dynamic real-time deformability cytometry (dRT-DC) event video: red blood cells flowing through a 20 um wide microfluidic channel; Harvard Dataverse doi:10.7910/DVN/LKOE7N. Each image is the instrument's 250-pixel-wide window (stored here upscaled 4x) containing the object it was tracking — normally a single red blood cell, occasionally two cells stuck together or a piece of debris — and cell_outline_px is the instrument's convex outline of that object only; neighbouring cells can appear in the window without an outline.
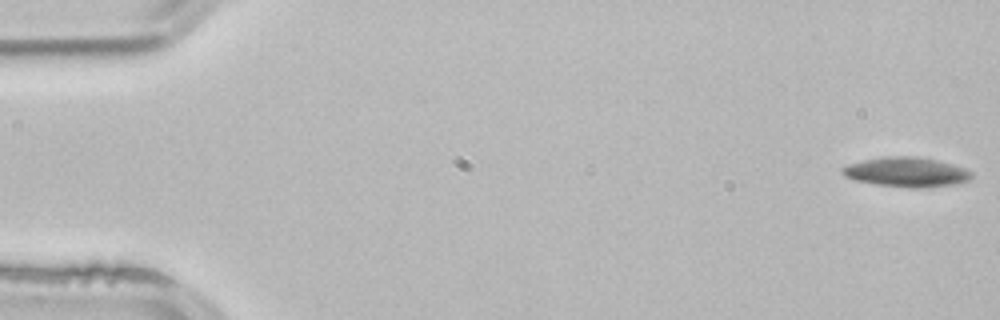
{"species": "common noctule bat (a hibernating species)", "species_latin": "Nyctalus noctula", "temperature_condition": "room temperature", "stored_images_in_passage": 58, "camera_frame_rate_fps": 3000, "um_per_image_px": 0.085, "animal": {"sex": "male", "body_mass_g": 21.5, "forearm_length_mm": 52.0}, "frame": {"image": 1, "passage_image": 1, "time_ms": 0.0, "image_size_px": [1000, 320], "cell_outline_px": [[972, 176], [968, 180], [956, 184], [920, 188], [908, 188], [876, 184], [852, 180], [844, 176], [840, 172], [840, 168], [848, 164], [864, 160], [884, 156], [920, 156], [952, 164], [964, 168], [972, 172]], "centroid_in_image_um": [77.01, 14.62], "position_along_channel_um": 8.0, "area_um2": 22.54}}
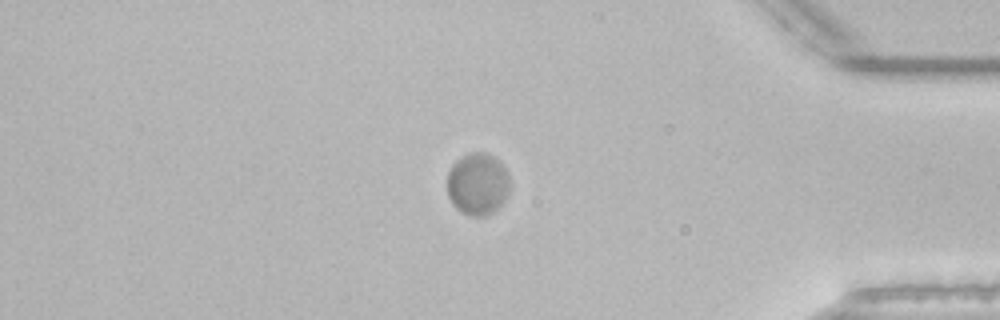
{"frame": {"image": 2, "passage_image": 49, "time_ms": 16.0, "image_size_px": [1000, 320], "cell_outline_px": [[512, 188], [508, 196], [500, 208], [488, 216], [468, 216], [460, 212], [452, 204], [448, 196], [448, 172], [452, 164], [460, 156], [468, 152], [488, 152], [496, 156], [500, 160], [508, 172], [512, 184]], "centroid_in_image_um": [40.66, 15.64], "position_along_channel_um": 394.5, "area_um2": 23.81}}
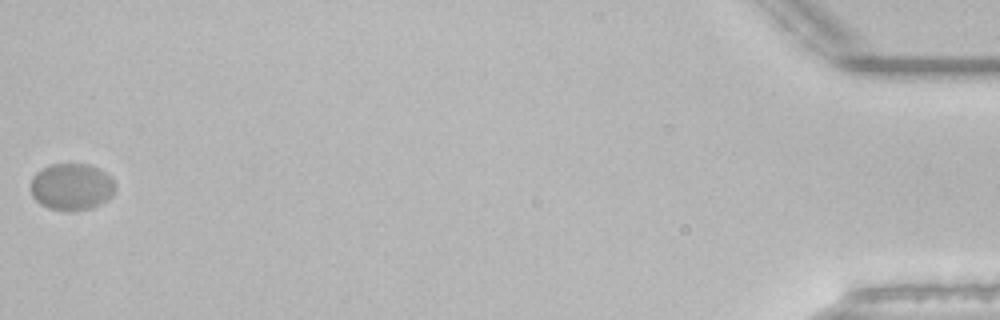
{"frame": {"image": 3, "passage_image": 58, "time_ms": 19.0, "image_size_px": [1000, 320], "cell_outline_px": [[116, 188], [112, 196], [100, 204], [92, 208], [76, 212], [68, 212], [48, 208], [40, 204], [32, 196], [32, 176], [36, 172], [52, 164], [88, 164], [112, 176], [116, 184]], "centroid_in_image_um": [6.11, 15.9], "position_along_channel_um": 429.1, "area_um2": 23.35}, "authors_computed_cell_mechanics": {"area_um2": 23.2067, "velocity_mm_per_s": 3.577, "shape_relaxation_time_tau1_ms": 4.6079, "shape_relaxation_time_tau2_ms": null, "deformation_change_tau1": 0.1173, "deformation_change_tau2": null}}